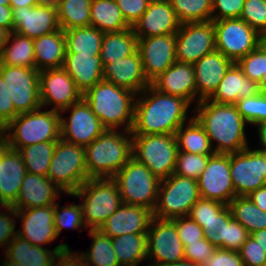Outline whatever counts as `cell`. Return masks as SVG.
Returning a JSON list of instances; mask_svg holds the SVG:
<instances>
[{
	"instance_id": "obj_1",
	"label": "cell",
	"mask_w": 266,
	"mask_h": 266,
	"mask_svg": "<svg viewBox=\"0 0 266 266\" xmlns=\"http://www.w3.org/2000/svg\"><path fill=\"white\" fill-rule=\"evenodd\" d=\"M190 106L187 100L162 93L150 84L136 96L132 135L175 134L193 118V114L187 117Z\"/></svg>"
},
{
	"instance_id": "obj_2",
	"label": "cell",
	"mask_w": 266,
	"mask_h": 266,
	"mask_svg": "<svg viewBox=\"0 0 266 266\" xmlns=\"http://www.w3.org/2000/svg\"><path fill=\"white\" fill-rule=\"evenodd\" d=\"M192 112L210 138L215 154H232L249 147L245 130L248 123L235 105L205 99Z\"/></svg>"
},
{
	"instance_id": "obj_3",
	"label": "cell",
	"mask_w": 266,
	"mask_h": 266,
	"mask_svg": "<svg viewBox=\"0 0 266 266\" xmlns=\"http://www.w3.org/2000/svg\"><path fill=\"white\" fill-rule=\"evenodd\" d=\"M136 96V93L105 79L83 94V98L106 130L125 131L133 128Z\"/></svg>"
},
{
	"instance_id": "obj_4",
	"label": "cell",
	"mask_w": 266,
	"mask_h": 266,
	"mask_svg": "<svg viewBox=\"0 0 266 266\" xmlns=\"http://www.w3.org/2000/svg\"><path fill=\"white\" fill-rule=\"evenodd\" d=\"M131 131L105 130L85 146L88 179L113 178L132 158Z\"/></svg>"
},
{
	"instance_id": "obj_5",
	"label": "cell",
	"mask_w": 266,
	"mask_h": 266,
	"mask_svg": "<svg viewBox=\"0 0 266 266\" xmlns=\"http://www.w3.org/2000/svg\"><path fill=\"white\" fill-rule=\"evenodd\" d=\"M43 109L19 114L4 127V135L11 149L61 139L60 113Z\"/></svg>"
},
{
	"instance_id": "obj_6",
	"label": "cell",
	"mask_w": 266,
	"mask_h": 266,
	"mask_svg": "<svg viewBox=\"0 0 266 266\" xmlns=\"http://www.w3.org/2000/svg\"><path fill=\"white\" fill-rule=\"evenodd\" d=\"M66 195L82 199L80 206L87 229H99L123 203L112 178L88 179L78 190Z\"/></svg>"
},
{
	"instance_id": "obj_7",
	"label": "cell",
	"mask_w": 266,
	"mask_h": 266,
	"mask_svg": "<svg viewBox=\"0 0 266 266\" xmlns=\"http://www.w3.org/2000/svg\"><path fill=\"white\" fill-rule=\"evenodd\" d=\"M178 151L175 134L133 135L132 157L159 180L174 173Z\"/></svg>"
},
{
	"instance_id": "obj_8",
	"label": "cell",
	"mask_w": 266,
	"mask_h": 266,
	"mask_svg": "<svg viewBox=\"0 0 266 266\" xmlns=\"http://www.w3.org/2000/svg\"><path fill=\"white\" fill-rule=\"evenodd\" d=\"M112 179L118 185L123 203L155 210L161 180L147 166L132 157Z\"/></svg>"
},
{
	"instance_id": "obj_9",
	"label": "cell",
	"mask_w": 266,
	"mask_h": 266,
	"mask_svg": "<svg viewBox=\"0 0 266 266\" xmlns=\"http://www.w3.org/2000/svg\"><path fill=\"white\" fill-rule=\"evenodd\" d=\"M47 177L65 194L78 190L88 180L85 147L58 140Z\"/></svg>"
},
{
	"instance_id": "obj_10",
	"label": "cell",
	"mask_w": 266,
	"mask_h": 266,
	"mask_svg": "<svg viewBox=\"0 0 266 266\" xmlns=\"http://www.w3.org/2000/svg\"><path fill=\"white\" fill-rule=\"evenodd\" d=\"M199 198L196 180L173 173L160 181L153 216L159 219L188 216L192 206Z\"/></svg>"
},
{
	"instance_id": "obj_11",
	"label": "cell",
	"mask_w": 266,
	"mask_h": 266,
	"mask_svg": "<svg viewBox=\"0 0 266 266\" xmlns=\"http://www.w3.org/2000/svg\"><path fill=\"white\" fill-rule=\"evenodd\" d=\"M216 50L233 63L258 46L259 33L241 18L213 21Z\"/></svg>"
},
{
	"instance_id": "obj_12",
	"label": "cell",
	"mask_w": 266,
	"mask_h": 266,
	"mask_svg": "<svg viewBox=\"0 0 266 266\" xmlns=\"http://www.w3.org/2000/svg\"><path fill=\"white\" fill-rule=\"evenodd\" d=\"M0 75L8 85L15 117L41 108L39 71L36 68L0 65Z\"/></svg>"
},
{
	"instance_id": "obj_13",
	"label": "cell",
	"mask_w": 266,
	"mask_h": 266,
	"mask_svg": "<svg viewBox=\"0 0 266 266\" xmlns=\"http://www.w3.org/2000/svg\"><path fill=\"white\" fill-rule=\"evenodd\" d=\"M147 266H167L184 258V245L171 219L153 218L147 232Z\"/></svg>"
},
{
	"instance_id": "obj_14",
	"label": "cell",
	"mask_w": 266,
	"mask_h": 266,
	"mask_svg": "<svg viewBox=\"0 0 266 266\" xmlns=\"http://www.w3.org/2000/svg\"><path fill=\"white\" fill-rule=\"evenodd\" d=\"M230 173L236 196H248L265 186V152L248 147L230 154Z\"/></svg>"
},
{
	"instance_id": "obj_15",
	"label": "cell",
	"mask_w": 266,
	"mask_h": 266,
	"mask_svg": "<svg viewBox=\"0 0 266 266\" xmlns=\"http://www.w3.org/2000/svg\"><path fill=\"white\" fill-rule=\"evenodd\" d=\"M67 112H70L68 118L64 117V113ZM59 113L60 134L63 141L85 147L106 130L84 98Z\"/></svg>"
},
{
	"instance_id": "obj_16",
	"label": "cell",
	"mask_w": 266,
	"mask_h": 266,
	"mask_svg": "<svg viewBox=\"0 0 266 266\" xmlns=\"http://www.w3.org/2000/svg\"><path fill=\"white\" fill-rule=\"evenodd\" d=\"M176 35V61L194 64L216 50L213 21L181 24Z\"/></svg>"
},
{
	"instance_id": "obj_17",
	"label": "cell",
	"mask_w": 266,
	"mask_h": 266,
	"mask_svg": "<svg viewBox=\"0 0 266 266\" xmlns=\"http://www.w3.org/2000/svg\"><path fill=\"white\" fill-rule=\"evenodd\" d=\"M197 184L201 198L229 205L236 196L230 173V154L210 156Z\"/></svg>"
},
{
	"instance_id": "obj_18",
	"label": "cell",
	"mask_w": 266,
	"mask_h": 266,
	"mask_svg": "<svg viewBox=\"0 0 266 266\" xmlns=\"http://www.w3.org/2000/svg\"><path fill=\"white\" fill-rule=\"evenodd\" d=\"M41 107L61 112L83 98L73 79L63 68L47 69L39 72Z\"/></svg>"
},
{
	"instance_id": "obj_19",
	"label": "cell",
	"mask_w": 266,
	"mask_h": 266,
	"mask_svg": "<svg viewBox=\"0 0 266 266\" xmlns=\"http://www.w3.org/2000/svg\"><path fill=\"white\" fill-rule=\"evenodd\" d=\"M138 51L144 74L151 83L176 62V35L139 38Z\"/></svg>"
},
{
	"instance_id": "obj_20",
	"label": "cell",
	"mask_w": 266,
	"mask_h": 266,
	"mask_svg": "<svg viewBox=\"0 0 266 266\" xmlns=\"http://www.w3.org/2000/svg\"><path fill=\"white\" fill-rule=\"evenodd\" d=\"M21 220L17 235L31 245L42 246L59 238L54 225V205L17 210V220Z\"/></svg>"
},
{
	"instance_id": "obj_21",
	"label": "cell",
	"mask_w": 266,
	"mask_h": 266,
	"mask_svg": "<svg viewBox=\"0 0 266 266\" xmlns=\"http://www.w3.org/2000/svg\"><path fill=\"white\" fill-rule=\"evenodd\" d=\"M12 16V31L31 39L61 29L57 8L40 5L15 8Z\"/></svg>"
},
{
	"instance_id": "obj_22",
	"label": "cell",
	"mask_w": 266,
	"mask_h": 266,
	"mask_svg": "<svg viewBox=\"0 0 266 266\" xmlns=\"http://www.w3.org/2000/svg\"><path fill=\"white\" fill-rule=\"evenodd\" d=\"M153 218V212L146 207L122 203L99 230L110 238L147 233Z\"/></svg>"
},
{
	"instance_id": "obj_23",
	"label": "cell",
	"mask_w": 266,
	"mask_h": 266,
	"mask_svg": "<svg viewBox=\"0 0 266 266\" xmlns=\"http://www.w3.org/2000/svg\"><path fill=\"white\" fill-rule=\"evenodd\" d=\"M233 62L214 50L193 64L196 85V104L209 99L216 91Z\"/></svg>"
},
{
	"instance_id": "obj_24",
	"label": "cell",
	"mask_w": 266,
	"mask_h": 266,
	"mask_svg": "<svg viewBox=\"0 0 266 266\" xmlns=\"http://www.w3.org/2000/svg\"><path fill=\"white\" fill-rule=\"evenodd\" d=\"M102 77L118 87L126 88L137 95L151 83L147 80L139 51L131 56L103 65Z\"/></svg>"
},
{
	"instance_id": "obj_25",
	"label": "cell",
	"mask_w": 266,
	"mask_h": 266,
	"mask_svg": "<svg viewBox=\"0 0 266 266\" xmlns=\"http://www.w3.org/2000/svg\"><path fill=\"white\" fill-rule=\"evenodd\" d=\"M181 23L170 2L149 3L147 10L133 25L132 29L139 38L176 34Z\"/></svg>"
},
{
	"instance_id": "obj_26",
	"label": "cell",
	"mask_w": 266,
	"mask_h": 266,
	"mask_svg": "<svg viewBox=\"0 0 266 266\" xmlns=\"http://www.w3.org/2000/svg\"><path fill=\"white\" fill-rule=\"evenodd\" d=\"M64 192L50 178L43 175L26 173L18 194L12 205L16 210L54 205Z\"/></svg>"
},
{
	"instance_id": "obj_27",
	"label": "cell",
	"mask_w": 266,
	"mask_h": 266,
	"mask_svg": "<svg viewBox=\"0 0 266 266\" xmlns=\"http://www.w3.org/2000/svg\"><path fill=\"white\" fill-rule=\"evenodd\" d=\"M151 85L162 93L181 97L191 105L196 100L193 64L176 61L164 73L155 78Z\"/></svg>"
},
{
	"instance_id": "obj_28",
	"label": "cell",
	"mask_w": 266,
	"mask_h": 266,
	"mask_svg": "<svg viewBox=\"0 0 266 266\" xmlns=\"http://www.w3.org/2000/svg\"><path fill=\"white\" fill-rule=\"evenodd\" d=\"M264 90L258 82L246 77L237 63H233L209 100L234 105L238 100L259 95Z\"/></svg>"
},
{
	"instance_id": "obj_29",
	"label": "cell",
	"mask_w": 266,
	"mask_h": 266,
	"mask_svg": "<svg viewBox=\"0 0 266 266\" xmlns=\"http://www.w3.org/2000/svg\"><path fill=\"white\" fill-rule=\"evenodd\" d=\"M69 250L70 248L66 243H60L54 249L31 245L26 239L16 234L8 244L4 254L22 266H52L59 254Z\"/></svg>"
},
{
	"instance_id": "obj_30",
	"label": "cell",
	"mask_w": 266,
	"mask_h": 266,
	"mask_svg": "<svg viewBox=\"0 0 266 266\" xmlns=\"http://www.w3.org/2000/svg\"><path fill=\"white\" fill-rule=\"evenodd\" d=\"M63 69L73 79L82 94L103 80V64L100 56L65 53Z\"/></svg>"
},
{
	"instance_id": "obj_31",
	"label": "cell",
	"mask_w": 266,
	"mask_h": 266,
	"mask_svg": "<svg viewBox=\"0 0 266 266\" xmlns=\"http://www.w3.org/2000/svg\"><path fill=\"white\" fill-rule=\"evenodd\" d=\"M27 173L18 150L9 149L0 163V198L7 206H12Z\"/></svg>"
},
{
	"instance_id": "obj_32",
	"label": "cell",
	"mask_w": 266,
	"mask_h": 266,
	"mask_svg": "<svg viewBox=\"0 0 266 266\" xmlns=\"http://www.w3.org/2000/svg\"><path fill=\"white\" fill-rule=\"evenodd\" d=\"M35 68L40 72L63 68L65 61V34L62 29L33 39Z\"/></svg>"
},
{
	"instance_id": "obj_33",
	"label": "cell",
	"mask_w": 266,
	"mask_h": 266,
	"mask_svg": "<svg viewBox=\"0 0 266 266\" xmlns=\"http://www.w3.org/2000/svg\"><path fill=\"white\" fill-rule=\"evenodd\" d=\"M138 51V39L132 27L120 32L104 33L101 46V62L112 64Z\"/></svg>"
},
{
	"instance_id": "obj_34",
	"label": "cell",
	"mask_w": 266,
	"mask_h": 266,
	"mask_svg": "<svg viewBox=\"0 0 266 266\" xmlns=\"http://www.w3.org/2000/svg\"><path fill=\"white\" fill-rule=\"evenodd\" d=\"M90 26L103 33L120 32L131 28L115 0H92Z\"/></svg>"
},
{
	"instance_id": "obj_35",
	"label": "cell",
	"mask_w": 266,
	"mask_h": 266,
	"mask_svg": "<svg viewBox=\"0 0 266 266\" xmlns=\"http://www.w3.org/2000/svg\"><path fill=\"white\" fill-rule=\"evenodd\" d=\"M65 53L100 56L104 33L93 26L75 27L64 31Z\"/></svg>"
},
{
	"instance_id": "obj_36",
	"label": "cell",
	"mask_w": 266,
	"mask_h": 266,
	"mask_svg": "<svg viewBox=\"0 0 266 266\" xmlns=\"http://www.w3.org/2000/svg\"><path fill=\"white\" fill-rule=\"evenodd\" d=\"M111 240L121 266H138L142 261L147 263V233L126 234Z\"/></svg>"
},
{
	"instance_id": "obj_37",
	"label": "cell",
	"mask_w": 266,
	"mask_h": 266,
	"mask_svg": "<svg viewBox=\"0 0 266 266\" xmlns=\"http://www.w3.org/2000/svg\"><path fill=\"white\" fill-rule=\"evenodd\" d=\"M92 238L89 250L76 254L85 266H121L117 260L111 238L99 229H89Z\"/></svg>"
},
{
	"instance_id": "obj_38",
	"label": "cell",
	"mask_w": 266,
	"mask_h": 266,
	"mask_svg": "<svg viewBox=\"0 0 266 266\" xmlns=\"http://www.w3.org/2000/svg\"><path fill=\"white\" fill-rule=\"evenodd\" d=\"M0 65L35 68L33 39L12 31L0 50Z\"/></svg>"
},
{
	"instance_id": "obj_39",
	"label": "cell",
	"mask_w": 266,
	"mask_h": 266,
	"mask_svg": "<svg viewBox=\"0 0 266 266\" xmlns=\"http://www.w3.org/2000/svg\"><path fill=\"white\" fill-rule=\"evenodd\" d=\"M175 136L179 151L201 155L215 154L210 138L194 117L180 126Z\"/></svg>"
},
{
	"instance_id": "obj_40",
	"label": "cell",
	"mask_w": 266,
	"mask_h": 266,
	"mask_svg": "<svg viewBox=\"0 0 266 266\" xmlns=\"http://www.w3.org/2000/svg\"><path fill=\"white\" fill-rule=\"evenodd\" d=\"M228 206L232 217L249 233L266 229V212L258 208L247 196H235Z\"/></svg>"
},
{
	"instance_id": "obj_41",
	"label": "cell",
	"mask_w": 266,
	"mask_h": 266,
	"mask_svg": "<svg viewBox=\"0 0 266 266\" xmlns=\"http://www.w3.org/2000/svg\"><path fill=\"white\" fill-rule=\"evenodd\" d=\"M91 3L92 0H59L57 14L60 28L65 31L90 26Z\"/></svg>"
},
{
	"instance_id": "obj_42",
	"label": "cell",
	"mask_w": 266,
	"mask_h": 266,
	"mask_svg": "<svg viewBox=\"0 0 266 266\" xmlns=\"http://www.w3.org/2000/svg\"><path fill=\"white\" fill-rule=\"evenodd\" d=\"M57 141H46L18 149L28 173L47 176Z\"/></svg>"
},
{
	"instance_id": "obj_43",
	"label": "cell",
	"mask_w": 266,
	"mask_h": 266,
	"mask_svg": "<svg viewBox=\"0 0 266 266\" xmlns=\"http://www.w3.org/2000/svg\"><path fill=\"white\" fill-rule=\"evenodd\" d=\"M181 24L212 20V0H170Z\"/></svg>"
},
{
	"instance_id": "obj_44",
	"label": "cell",
	"mask_w": 266,
	"mask_h": 266,
	"mask_svg": "<svg viewBox=\"0 0 266 266\" xmlns=\"http://www.w3.org/2000/svg\"><path fill=\"white\" fill-rule=\"evenodd\" d=\"M234 105L249 125L266 122V89L259 95L242 98Z\"/></svg>"
},
{
	"instance_id": "obj_45",
	"label": "cell",
	"mask_w": 266,
	"mask_h": 266,
	"mask_svg": "<svg viewBox=\"0 0 266 266\" xmlns=\"http://www.w3.org/2000/svg\"><path fill=\"white\" fill-rule=\"evenodd\" d=\"M54 225L57 236L62 233L65 228L83 231L82 228H87L82 218V210L80 203L59 206L56 202L54 204ZM81 228V229H80ZM79 229V230H78Z\"/></svg>"
},
{
	"instance_id": "obj_46",
	"label": "cell",
	"mask_w": 266,
	"mask_h": 266,
	"mask_svg": "<svg viewBox=\"0 0 266 266\" xmlns=\"http://www.w3.org/2000/svg\"><path fill=\"white\" fill-rule=\"evenodd\" d=\"M210 156L178 151L174 174L197 181Z\"/></svg>"
},
{
	"instance_id": "obj_47",
	"label": "cell",
	"mask_w": 266,
	"mask_h": 266,
	"mask_svg": "<svg viewBox=\"0 0 266 266\" xmlns=\"http://www.w3.org/2000/svg\"><path fill=\"white\" fill-rule=\"evenodd\" d=\"M237 65L246 77L266 89V55L258 47L241 58Z\"/></svg>"
},
{
	"instance_id": "obj_48",
	"label": "cell",
	"mask_w": 266,
	"mask_h": 266,
	"mask_svg": "<svg viewBox=\"0 0 266 266\" xmlns=\"http://www.w3.org/2000/svg\"><path fill=\"white\" fill-rule=\"evenodd\" d=\"M232 217L227 205L218 215L209 222H201L205 238L216 248H219L224 240H227L228 221Z\"/></svg>"
},
{
	"instance_id": "obj_49",
	"label": "cell",
	"mask_w": 266,
	"mask_h": 266,
	"mask_svg": "<svg viewBox=\"0 0 266 266\" xmlns=\"http://www.w3.org/2000/svg\"><path fill=\"white\" fill-rule=\"evenodd\" d=\"M240 18L259 34L266 32V2L245 0Z\"/></svg>"
},
{
	"instance_id": "obj_50",
	"label": "cell",
	"mask_w": 266,
	"mask_h": 266,
	"mask_svg": "<svg viewBox=\"0 0 266 266\" xmlns=\"http://www.w3.org/2000/svg\"><path fill=\"white\" fill-rule=\"evenodd\" d=\"M227 205L215 200L199 198L192 206L188 216L201 226V222H209Z\"/></svg>"
},
{
	"instance_id": "obj_51",
	"label": "cell",
	"mask_w": 266,
	"mask_h": 266,
	"mask_svg": "<svg viewBox=\"0 0 266 266\" xmlns=\"http://www.w3.org/2000/svg\"><path fill=\"white\" fill-rule=\"evenodd\" d=\"M171 220L175 223L176 231L184 246L205 238L203 228L189 216L177 217Z\"/></svg>"
},
{
	"instance_id": "obj_52",
	"label": "cell",
	"mask_w": 266,
	"mask_h": 266,
	"mask_svg": "<svg viewBox=\"0 0 266 266\" xmlns=\"http://www.w3.org/2000/svg\"><path fill=\"white\" fill-rule=\"evenodd\" d=\"M16 220L17 210L12 206L5 207L3 212L0 211V248H3V251L17 234Z\"/></svg>"
},
{
	"instance_id": "obj_53",
	"label": "cell",
	"mask_w": 266,
	"mask_h": 266,
	"mask_svg": "<svg viewBox=\"0 0 266 266\" xmlns=\"http://www.w3.org/2000/svg\"><path fill=\"white\" fill-rule=\"evenodd\" d=\"M215 250L216 247L206 238H203L198 242L188 243L184 246V258L202 266L212 257Z\"/></svg>"
},
{
	"instance_id": "obj_54",
	"label": "cell",
	"mask_w": 266,
	"mask_h": 266,
	"mask_svg": "<svg viewBox=\"0 0 266 266\" xmlns=\"http://www.w3.org/2000/svg\"><path fill=\"white\" fill-rule=\"evenodd\" d=\"M245 0H212V21L240 18Z\"/></svg>"
},
{
	"instance_id": "obj_55",
	"label": "cell",
	"mask_w": 266,
	"mask_h": 266,
	"mask_svg": "<svg viewBox=\"0 0 266 266\" xmlns=\"http://www.w3.org/2000/svg\"><path fill=\"white\" fill-rule=\"evenodd\" d=\"M249 237V231L231 217L228 221L227 240H224V243L219 248L238 252Z\"/></svg>"
},
{
	"instance_id": "obj_56",
	"label": "cell",
	"mask_w": 266,
	"mask_h": 266,
	"mask_svg": "<svg viewBox=\"0 0 266 266\" xmlns=\"http://www.w3.org/2000/svg\"><path fill=\"white\" fill-rule=\"evenodd\" d=\"M244 266H263L266 263V253L251 236L238 251Z\"/></svg>"
},
{
	"instance_id": "obj_57",
	"label": "cell",
	"mask_w": 266,
	"mask_h": 266,
	"mask_svg": "<svg viewBox=\"0 0 266 266\" xmlns=\"http://www.w3.org/2000/svg\"><path fill=\"white\" fill-rule=\"evenodd\" d=\"M126 23L133 25L140 19L147 10L149 2L147 0H115Z\"/></svg>"
},
{
	"instance_id": "obj_58",
	"label": "cell",
	"mask_w": 266,
	"mask_h": 266,
	"mask_svg": "<svg viewBox=\"0 0 266 266\" xmlns=\"http://www.w3.org/2000/svg\"><path fill=\"white\" fill-rule=\"evenodd\" d=\"M14 118V103L9 96L8 85L0 75V126L6 127Z\"/></svg>"
},
{
	"instance_id": "obj_59",
	"label": "cell",
	"mask_w": 266,
	"mask_h": 266,
	"mask_svg": "<svg viewBox=\"0 0 266 266\" xmlns=\"http://www.w3.org/2000/svg\"><path fill=\"white\" fill-rule=\"evenodd\" d=\"M202 266H244V264L238 252L216 248L212 257Z\"/></svg>"
},
{
	"instance_id": "obj_60",
	"label": "cell",
	"mask_w": 266,
	"mask_h": 266,
	"mask_svg": "<svg viewBox=\"0 0 266 266\" xmlns=\"http://www.w3.org/2000/svg\"><path fill=\"white\" fill-rule=\"evenodd\" d=\"M52 266H85L82 259L76 254L75 251H69L59 254L52 263Z\"/></svg>"
},
{
	"instance_id": "obj_61",
	"label": "cell",
	"mask_w": 266,
	"mask_h": 266,
	"mask_svg": "<svg viewBox=\"0 0 266 266\" xmlns=\"http://www.w3.org/2000/svg\"><path fill=\"white\" fill-rule=\"evenodd\" d=\"M13 9L10 5L0 4V27L9 29L12 32L13 29Z\"/></svg>"
},
{
	"instance_id": "obj_62",
	"label": "cell",
	"mask_w": 266,
	"mask_h": 266,
	"mask_svg": "<svg viewBox=\"0 0 266 266\" xmlns=\"http://www.w3.org/2000/svg\"><path fill=\"white\" fill-rule=\"evenodd\" d=\"M258 208L266 212V185L254 190L247 196Z\"/></svg>"
},
{
	"instance_id": "obj_63",
	"label": "cell",
	"mask_w": 266,
	"mask_h": 266,
	"mask_svg": "<svg viewBox=\"0 0 266 266\" xmlns=\"http://www.w3.org/2000/svg\"><path fill=\"white\" fill-rule=\"evenodd\" d=\"M257 126V130L258 131V140L260 141V145L262 147L257 148L258 150H266V122L260 123L255 125L254 127Z\"/></svg>"
},
{
	"instance_id": "obj_64",
	"label": "cell",
	"mask_w": 266,
	"mask_h": 266,
	"mask_svg": "<svg viewBox=\"0 0 266 266\" xmlns=\"http://www.w3.org/2000/svg\"><path fill=\"white\" fill-rule=\"evenodd\" d=\"M250 236L258 242L259 246L266 253V229L258 230L250 233Z\"/></svg>"
},
{
	"instance_id": "obj_65",
	"label": "cell",
	"mask_w": 266,
	"mask_h": 266,
	"mask_svg": "<svg viewBox=\"0 0 266 266\" xmlns=\"http://www.w3.org/2000/svg\"><path fill=\"white\" fill-rule=\"evenodd\" d=\"M9 5L14 10L15 8L36 6L37 0H10Z\"/></svg>"
},
{
	"instance_id": "obj_66",
	"label": "cell",
	"mask_w": 266,
	"mask_h": 266,
	"mask_svg": "<svg viewBox=\"0 0 266 266\" xmlns=\"http://www.w3.org/2000/svg\"><path fill=\"white\" fill-rule=\"evenodd\" d=\"M11 31L7 28L0 27V50L9 41Z\"/></svg>"
},
{
	"instance_id": "obj_67",
	"label": "cell",
	"mask_w": 266,
	"mask_h": 266,
	"mask_svg": "<svg viewBox=\"0 0 266 266\" xmlns=\"http://www.w3.org/2000/svg\"><path fill=\"white\" fill-rule=\"evenodd\" d=\"M10 149L7 137L4 135L0 139V163L5 155V153Z\"/></svg>"
},
{
	"instance_id": "obj_68",
	"label": "cell",
	"mask_w": 266,
	"mask_h": 266,
	"mask_svg": "<svg viewBox=\"0 0 266 266\" xmlns=\"http://www.w3.org/2000/svg\"><path fill=\"white\" fill-rule=\"evenodd\" d=\"M257 47L266 55V32L259 34Z\"/></svg>"
},
{
	"instance_id": "obj_69",
	"label": "cell",
	"mask_w": 266,
	"mask_h": 266,
	"mask_svg": "<svg viewBox=\"0 0 266 266\" xmlns=\"http://www.w3.org/2000/svg\"><path fill=\"white\" fill-rule=\"evenodd\" d=\"M59 0H37V5L57 8Z\"/></svg>"
},
{
	"instance_id": "obj_70",
	"label": "cell",
	"mask_w": 266,
	"mask_h": 266,
	"mask_svg": "<svg viewBox=\"0 0 266 266\" xmlns=\"http://www.w3.org/2000/svg\"><path fill=\"white\" fill-rule=\"evenodd\" d=\"M167 266H200V265H197L190 260L183 259L181 261L175 262L173 264H169Z\"/></svg>"
},
{
	"instance_id": "obj_71",
	"label": "cell",
	"mask_w": 266,
	"mask_h": 266,
	"mask_svg": "<svg viewBox=\"0 0 266 266\" xmlns=\"http://www.w3.org/2000/svg\"><path fill=\"white\" fill-rule=\"evenodd\" d=\"M3 255L4 261L1 262L2 264L0 263L1 266H22L20 263L10 260L5 254Z\"/></svg>"
},
{
	"instance_id": "obj_72",
	"label": "cell",
	"mask_w": 266,
	"mask_h": 266,
	"mask_svg": "<svg viewBox=\"0 0 266 266\" xmlns=\"http://www.w3.org/2000/svg\"><path fill=\"white\" fill-rule=\"evenodd\" d=\"M149 3H165L170 2V0H147Z\"/></svg>"
},
{
	"instance_id": "obj_73",
	"label": "cell",
	"mask_w": 266,
	"mask_h": 266,
	"mask_svg": "<svg viewBox=\"0 0 266 266\" xmlns=\"http://www.w3.org/2000/svg\"><path fill=\"white\" fill-rule=\"evenodd\" d=\"M0 4L1 5H9L10 4V0H0Z\"/></svg>"
},
{
	"instance_id": "obj_74",
	"label": "cell",
	"mask_w": 266,
	"mask_h": 266,
	"mask_svg": "<svg viewBox=\"0 0 266 266\" xmlns=\"http://www.w3.org/2000/svg\"><path fill=\"white\" fill-rule=\"evenodd\" d=\"M5 207H7V205L2 201V199L0 198V209H5Z\"/></svg>"
},
{
	"instance_id": "obj_75",
	"label": "cell",
	"mask_w": 266,
	"mask_h": 266,
	"mask_svg": "<svg viewBox=\"0 0 266 266\" xmlns=\"http://www.w3.org/2000/svg\"><path fill=\"white\" fill-rule=\"evenodd\" d=\"M4 136V128L0 126V139Z\"/></svg>"
},
{
	"instance_id": "obj_76",
	"label": "cell",
	"mask_w": 266,
	"mask_h": 266,
	"mask_svg": "<svg viewBox=\"0 0 266 266\" xmlns=\"http://www.w3.org/2000/svg\"><path fill=\"white\" fill-rule=\"evenodd\" d=\"M263 151L265 152V168H266V150H263Z\"/></svg>"
}]
</instances>
